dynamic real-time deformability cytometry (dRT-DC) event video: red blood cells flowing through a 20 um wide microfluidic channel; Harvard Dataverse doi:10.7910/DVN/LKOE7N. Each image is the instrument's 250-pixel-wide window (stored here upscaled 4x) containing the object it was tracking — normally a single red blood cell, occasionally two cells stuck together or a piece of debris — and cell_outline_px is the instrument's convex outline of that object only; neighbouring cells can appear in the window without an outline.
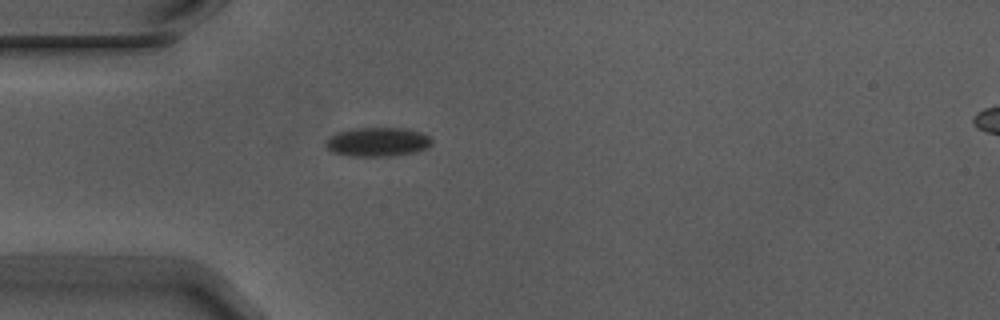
{"species": "Egyptian fruit bat (a non-hibernating species)", "species_latin": "Rousettus aegyptiacus", "temperature_condition": "warm", "stored_images_in_passage": 1, "camera_frame_rate_fps": 3000, "um_per_image_px": 0.085, "animal": {"sex": "male"}, "frame": {"image": 1, "passage_image": 1, "time_ms": 0.0, "image_size_px": [1000, 320], "cell_outline_px": [[432, 144], [428, 148], [416, 152], [392, 156], [348, 156], [332, 152], [324, 144], [336, 132], [352, 128], [404, 128], [420, 132], [428, 136], [432, 140]], "centroid_in_image_um": [32.11, 12.07], "position_along_channel_um": 52.9, "area_um2": 18.03}}